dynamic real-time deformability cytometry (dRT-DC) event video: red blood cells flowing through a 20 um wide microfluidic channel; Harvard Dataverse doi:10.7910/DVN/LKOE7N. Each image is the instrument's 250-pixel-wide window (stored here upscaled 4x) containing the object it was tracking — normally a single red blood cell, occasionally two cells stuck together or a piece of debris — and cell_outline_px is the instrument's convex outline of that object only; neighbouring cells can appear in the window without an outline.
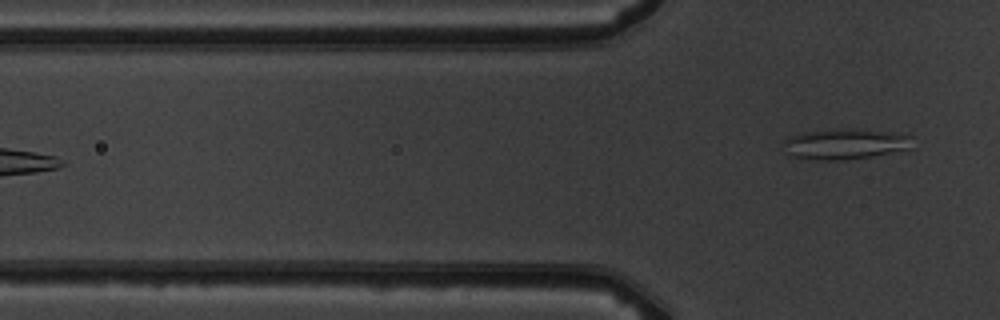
{"species": "common noctule bat (a hibernating species)", "species_latin": "Nyctalus noctula", "temperature_condition": "warm", "stored_images_in_passage": 6, "camera_frame_rate_fps": 3000, "um_per_image_px": 0.085, "animal": {"sex": "male", "body_mass_g": 19.5, "forearm_length_mm": 54.6}, "frame": {"image": 1, "passage_image": 6, "time_ms": 6.0, "image_size_px": [1000, 320], "cell_outline_px": [[912, 136], [908, 148], [872, 156], [844, 160], [816, 160], [792, 156], [788, 152], [784, 140], [788, 136], [804, 132], [836, 128], [892, 132]], "centroid_in_image_um": [71.79, 12.23], "position_along_channel_um": 54.0, "area_um2": 22.54}}